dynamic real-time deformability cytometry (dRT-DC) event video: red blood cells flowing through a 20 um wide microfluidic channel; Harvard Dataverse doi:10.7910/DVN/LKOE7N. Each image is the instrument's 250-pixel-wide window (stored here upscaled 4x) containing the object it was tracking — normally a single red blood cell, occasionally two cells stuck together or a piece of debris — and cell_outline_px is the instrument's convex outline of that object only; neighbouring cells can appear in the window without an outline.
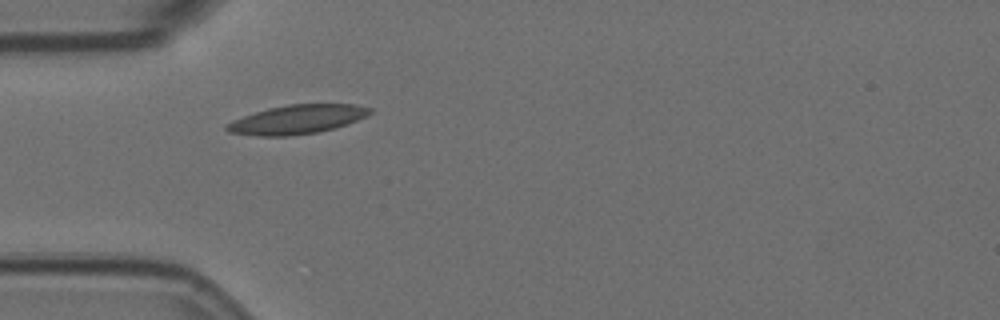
{"species": "Egyptian fruit bat (a non-hibernating species)", "species_latin": "Rousettus aegyptiacus", "temperature_condition": "room temperature", "stored_images_in_passage": 2, "camera_frame_rate_fps": 3000, "um_per_image_px": 0.085, "animal": {"sex": "female"}, "frame": {"image": 1, "passage_image": 1, "time_ms": 0.0, "image_size_px": [1000, 320], "cell_outline_px": [[372, 112], [368, 116], [332, 128], [316, 132], [288, 136], [260, 136], [228, 132], [224, 128], [224, 124], [232, 120], [268, 108], [288, 104], [356, 104], [372, 108]], "centroid_in_image_um": [25.23, 10.14], "position_along_channel_um": 59.8, "area_um2": 24.04}}
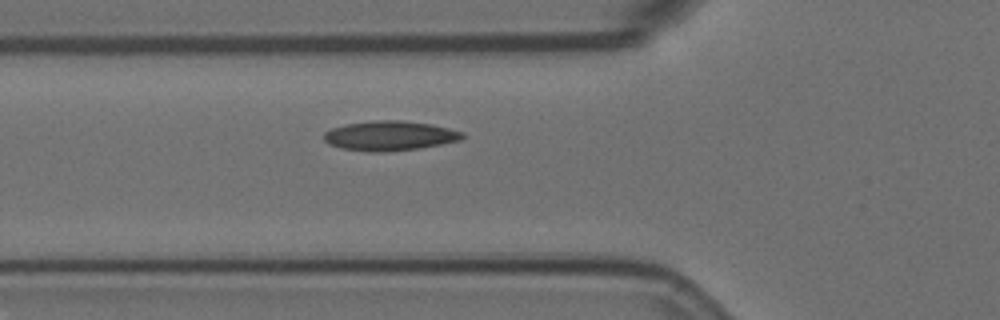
{"frame": {"image": 2, "passage_image": 2, "time_ms": 0.333, "image_size_px": [1000, 320], "cell_outline_px": [[464, 136], [460, 140], [420, 148], [384, 152], [368, 152], [340, 148], [328, 144], [324, 140], [324, 132], [332, 128], [344, 124], [376, 120], [400, 120], [432, 124], [464, 132]], "centroid_in_image_um": [33.1, 11.54], "position_along_channel_um": 92.7, "area_um2": 24.04}}